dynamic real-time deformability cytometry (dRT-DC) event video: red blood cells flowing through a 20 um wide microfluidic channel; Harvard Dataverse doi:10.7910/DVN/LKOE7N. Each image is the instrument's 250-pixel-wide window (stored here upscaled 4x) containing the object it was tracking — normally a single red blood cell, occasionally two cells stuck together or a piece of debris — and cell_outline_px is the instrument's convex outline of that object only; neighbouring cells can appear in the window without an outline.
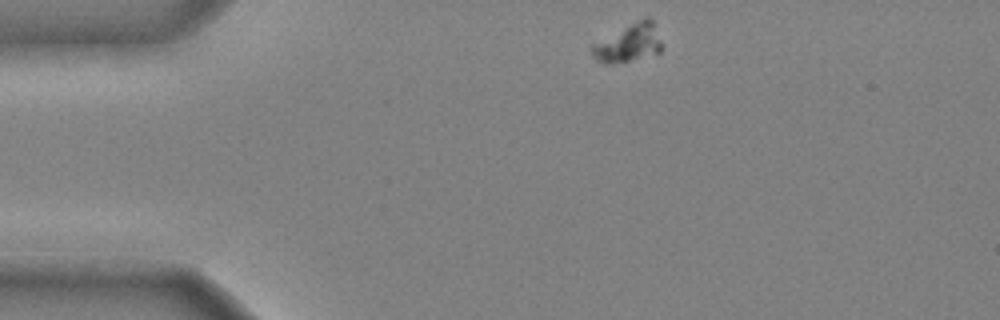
{"species": "common noctule bat (a hibernating species)", "species_latin": "Nyctalus noctula", "temperature_condition": "cold", "stored_images_in_passage": 35, "camera_frame_rate_fps": 3000, "um_per_image_px": 0.085, "animal": {"sex": "male", "body_mass_g": 20.4}, "frame": {"image": 1, "passage_image": 1, "time_ms": 0.0, "image_size_px": [1000, 320], "cell_outline_px": [[660, 52], [612, 64], [604, 64], [596, 60], [592, 56], [592, 44], [644, 16], [648, 16], [652, 20], [660, 40]], "centroid_in_image_um": [53.39, 3.64], "position_along_channel_um": 31.6, "area_um2": 15.09}}
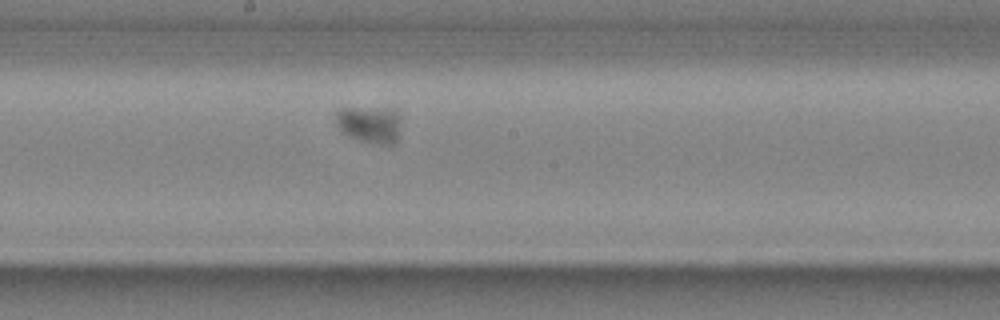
{"frame": {"image": 2, "passage_image": 19, "time_ms": 6.0, "image_size_px": [1000, 320], "cell_outline_px": [[400, 120], [396, 140], [392, 144], [380, 144], [360, 140], [348, 136], [336, 124], [336, 112], [340, 108], [388, 108], [396, 112], [400, 116]], "centroid_in_image_um": [31.41, 10.56], "position_along_channel_um": 216.8, "area_um2": 13.81}}
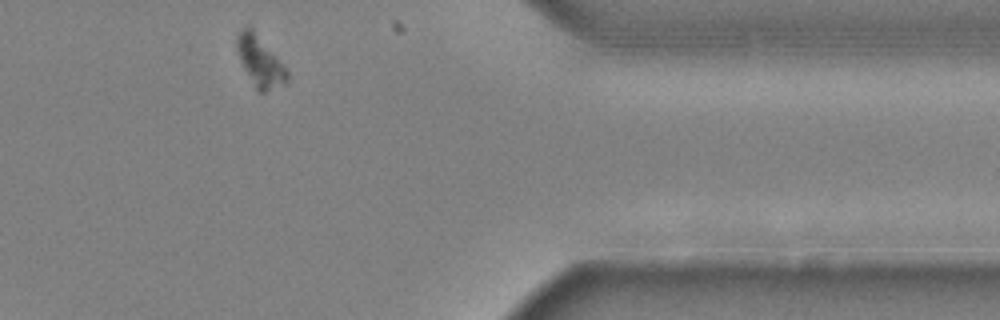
{"frame": {"image": 3, "passage_image": 34, "time_ms": 11.0, "image_size_px": [1000, 320], "cell_outline_px": [[288, 80], [264, 92], [260, 92], [256, 88], [244, 68], [240, 60], [236, 48], [236, 36], [240, 28], [248, 24], [252, 28], [288, 68]], "centroid_in_image_um": [22.08, 5.14], "position_along_channel_um": 389.3, "area_um2": 14.68}, "authors_computed_cell_mechanics": {"area_um2": 14.45, "velocity_mm_per_s": 3.8696, "shape_relaxation_time_tau1_ms": 0.8973, "shape_relaxation_time_tau2_ms": null, "deformation_change_tau1": 0.037, "deformation_change_tau2": null}}